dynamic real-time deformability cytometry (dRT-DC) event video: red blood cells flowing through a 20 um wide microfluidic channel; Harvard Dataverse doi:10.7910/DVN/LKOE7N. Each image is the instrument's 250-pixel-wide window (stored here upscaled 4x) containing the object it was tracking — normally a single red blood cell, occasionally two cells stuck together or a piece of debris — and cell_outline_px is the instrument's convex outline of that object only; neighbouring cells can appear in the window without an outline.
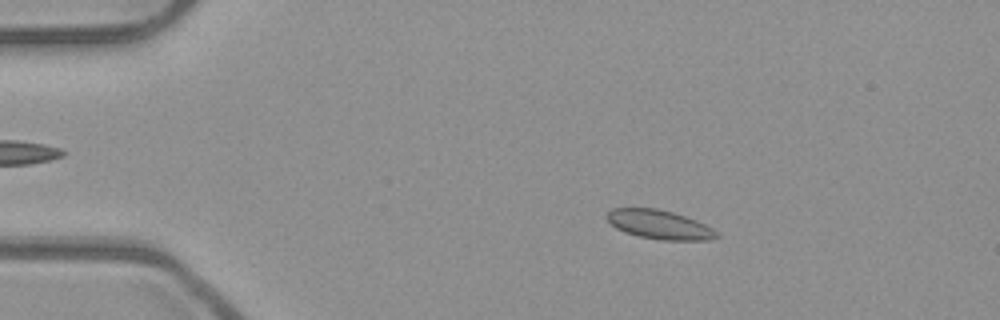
{"species": "common noctule bat (a hibernating species)", "species_latin": "Nyctalus noctula", "temperature_condition": "room temperature", "stored_images_in_passage": 52, "camera_frame_rate_fps": 3000, "um_per_image_px": 0.085, "animal": {"sex": "male", "body_mass_g": 23.1, "forearm_length_mm": 52.7}, "frame": {"image": 1, "passage_image": 9, "time_ms": 2.667, "image_size_px": [1000, 320], "cell_outline_px": [[720, 236], [708, 240], [660, 240], [640, 236], [624, 232], [616, 228], [604, 216], [612, 208], [656, 208], [672, 212], [696, 220], [712, 228]], "centroid_in_image_um": [56.03, 19.09], "position_along_channel_um": 29.0, "area_um2": 18.44}}
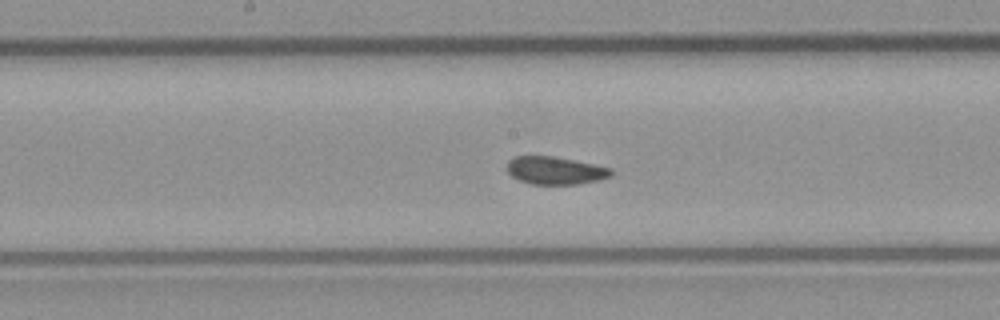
{"frame": {"image": 2, "passage_image": 27, "time_ms": 8.667, "image_size_px": [1000, 320], "cell_outline_px": [[612, 176], [600, 180], [576, 184], [532, 184], [520, 180], [512, 176], [508, 172], [508, 160], [516, 156], [552, 156], [596, 164], [612, 168]], "centroid_in_image_um": [47.24, 14.49], "position_along_channel_um": 201.0, "area_um2": 16.82}}
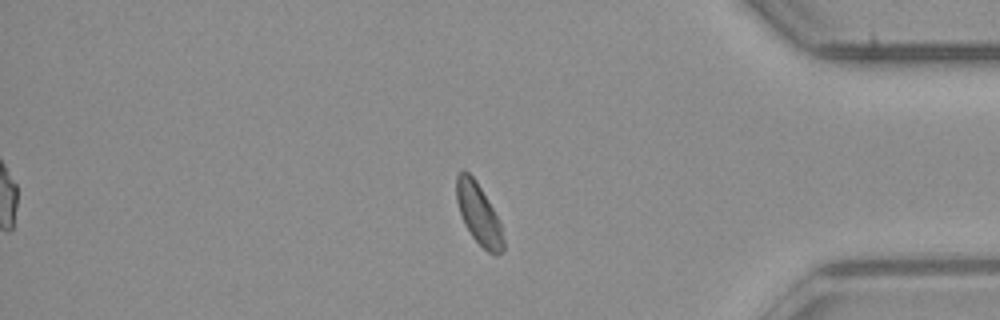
{"frame": {"image": 3, "passage_image": 44, "time_ms": 14.333, "image_size_px": [1000, 320], "cell_outline_px": [[504, 252], [496, 256], [488, 252], [472, 236], [464, 224], [456, 200], [456, 176], [464, 168], [476, 180], [492, 208], [500, 224], [504, 240]], "centroid_in_image_um": [40.68, 18.2], "position_along_channel_um": 394.5, "area_um2": 16.47}, "authors_computed_cell_mechanics": {"area_um2": 17.7446, "velocity_mm_per_s": 3.9118, "shape_relaxation_time_tau1_ms": 2.872, "shape_relaxation_time_tau2_ms": null, "deformation_change_tau1": 0.076, "deformation_change_tau2": null}}